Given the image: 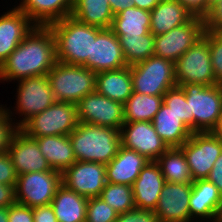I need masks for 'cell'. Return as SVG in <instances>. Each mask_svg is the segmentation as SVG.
<instances>
[{
    "instance_id": "obj_17",
    "label": "cell",
    "mask_w": 222,
    "mask_h": 222,
    "mask_svg": "<svg viewBox=\"0 0 222 222\" xmlns=\"http://www.w3.org/2000/svg\"><path fill=\"white\" fill-rule=\"evenodd\" d=\"M127 66L119 38L109 29H102L92 41V58L84 65L99 72L122 69Z\"/></svg>"
},
{
    "instance_id": "obj_24",
    "label": "cell",
    "mask_w": 222,
    "mask_h": 222,
    "mask_svg": "<svg viewBox=\"0 0 222 222\" xmlns=\"http://www.w3.org/2000/svg\"><path fill=\"white\" fill-rule=\"evenodd\" d=\"M17 6L38 26L49 24L71 16L72 0H21Z\"/></svg>"
},
{
    "instance_id": "obj_8",
    "label": "cell",
    "mask_w": 222,
    "mask_h": 222,
    "mask_svg": "<svg viewBox=\"0 0 222 222\" xmlns=\"http://www.w3.org/2000/svg\"><path fill=\"white\" fill-rule=\"evenodd\" d=\"M177 86L182 84L215 85L209 41L205 35L175 62Z\"/></svg>"
},
{
    "instance_id": "obj_29",
    "label": "cell",
    "mask_w": 222,
    "mask_h": 222,
    "mask_svg": "<svg viewBox=\"0 0 222 222\" xmlns=\"http://www.w3.org/2000/svg\"><path fill=\"white\" fill-rule=\"evenodd\" d=\"M71 16L87 25L109 29L114 14L107 0H72Z\"/></svg>"
},
{
    "instance_id": "obj_28",
    "label": "cell",
    "mask_w": 222,
    "mask_h": 222,
    "mask_svg": "<svg viewBox=\"0 0 222 222\" xmlns=\"http://www.w3.org/2000/svg\"><path fill=\"white\" fill-rule=\"evenodd\" d=\"M87 204L88 198L78 195L62 184L50 205L58 222H86Z\"/></svg>"
},
{
    "instance_id": "obj_14",
    "label": "cell",
    "mask_w": 222,
    "mask_h": 222,
    "mask_svg": "<svg viewBox=\"0 0 222 222\" xmlns=\"http://www.w3.org/2000/svg\"><path fill=\"white\" fill-rule=\"evenodd\" d=\"M62 184L86 198L99 197L106 185V165L76 161L62 173Z\"/></svg>"
},
{
    "instance_id": "obj_2",
    "label": "cell",
    "mask_w": 222,
    "mask_h": 222,
    "mask_svg": "<svg viewBox=\"0 0 222 222\" xmlns=\"http://www.w3.org/2000/svg\"><path fill=\"white\" fill-rule=\"evenodd\" d=\"M48 26L55 38L57 61L84 66L92 58V41L102 28L81 23L72 16Z\"/></svg>"
},
{
    "instance_id": "obj_43",
    "label": "cell",
    "mask_w": 222,
    "mask_h": 222,
    "mask_svg": "<svg viewBox=\"0 0 222 222\" xmlns=\"http://www.w3.org/2000/svg\"><path fill=\"white\" fill-rule=\"evenodd\" d=\"M34 222H58L52 206L44 205L33 208Z\"/></svg>"
},
{
    "instance_id": "obj_26",
    "label": "cell",
    "mask_w": 222,
    "mask_h": 222,
    "mask_svg": "<svg viewBox=\"0 0 222 222\" xmlns=\"http://www.w3.org/2000/svg\"><path fill=\"white\" fill-rule=\"evenodd\" d=\"M51 169L63 172L76 162L69 135L34 138Z\"/></svg>"
},
{
    "instance_id": "obj_36",
    "label": "cell",
    "mask_w": 222,
    "mask_h": 222,
    "mask_svg": "<svg viewBox=\"0 0 222 222\" xmlns=\"http://www.w3.org/2000/svg\"><path fill=\"white\" fill-rule=\"evenodd\" d=\"M118 214L100 197L88 198L86 222H115Z\"/></svg>"
},
{
    "instance_id": "obj_38",
    "label": "cell",
    "mask_w": 222,
    "mask_h": 222,
    "mask_svg": "<svg viewBox=\"0 0 222 222\" xmlns=\"http://www.w3.org/2000/svg\"><path fill=\"white\" fill-rule=\"evenodd\" d=\"M4 107L0 105V152L8 151L11 137L18 129L15 126V122H12V111Z\"/></svg>"
},
{
    "instance_id": "obj_3",
    "label": "cell",
    "mask_w": 222,
    "mask_h": 222,
    "mask_svg": "<svg viewBox=\"0 0 222 222\" xmlns=\"http://www.w3.org/2000/svg\"><path fill=\"white\" fill-rule=\"evenodd\" d=\"M76 161L108 164L121 146L120 130L78 122L69 134Z\"/></svg>"
},
{
    "instance_id": "obj_31",
    "label": "cell",
    "mask_w": 222,
    "mask_h": 222,
    "mask_svg": "<svg viewBox=\"0 0 222 222\" xmlns=\"http://www.w3.org/2000/svg\"><path fill=\"white\" fill-rule=\"evenodd\" d=\"M162 104L163 95H146L132 92V95L123 104L124 121L152 122Z\"/></svg>"
},
{
    "instance_id": "obj_44",
    "label": "cell",
    "mask_w": 222,
    "mask_h": 222,
    "mask_svg": "<svg viewBox=\"0 0 222 222\" xmlns=\"http://www.w3.org/2000/svg\"><path fill=\"white\" fill-rule=\"evenodd\" d=\"M16 185L0 184V207H10L16 203Z\"/></svg>"
},
{
    "instance_id": "obj_35",
    "label": "cell",
    "mask_w": 222,
    "mask_h": 222,
    "mask_svg": "<svg viewBox=\"0 0 222 222\" xmlns=\"http://www.w3.org/2000/svg\"><path fill=\"white\" fill-rule=\"evenodd\" d=\"M163 104L170 108L193 132V116H189V103L181 86L169 89L163 95Z\"/></svg>"
},
{
    "instance_id": "obj_21",
    "label": "cell",
    "mask_w": 222,
    "mask_h": 222,
    "mask_svg": "<svg viewBox=\"0 0 222 222\" xmlns=\"http://www.w3.org/2000/svg\"><path fill=\"white\" fill-rule=\"evenodd\" d=\"M165 183L161 168L156 161H149L132 184L136 208L154 210Z\"/></svg>"
},
{
    "instance_id": "obj_9",
    "label": "cell",
    "mask_w": 222,
    "mask_h": 222,
    "mask_svg": "<svg viewBox=\"0 0 222 222\" xmlns=\"http://www.w3.org/2000/svg\"><path fill=\"white\" fill-rule=\"evenodd\" d=\"M61 185V172L54 169L20 174L15 187L16 203L30 208L49 205Z\"/></svg>"
},
{
    "instance_id": "obj_34",
    "label": "cell",
    "mask_w": 222,
    "mask_h": 222,
    "mask_svg": "<svg viewBox=\"0 0 222 222\" xmlns=\"http://www.w3.org/2000/svg\"><path fill=\"white\" fill-rule=\"evenodd\" d=\"M99 197L118 213L136 208L132 186L107 182Z\"/></svg>"
},
{
    "instance_id": "obj_48",
    "label": "cell",
    "mask_w": 222,
    "mask_h": 222,
    "mask_svg": "<svg viewBox=\"0 0 222 222\" xmlns=\"http://www.w3.org/2000/svg\"><path fill=\"white\" fill-rule=\"evenodd\" d=\"M161 0H134L133 6L151 11Z\"/></svg>"
},
{
    "instance_id": "obj_22",
    "label": "cell",
    "mask_w": 222,
    "mask_h": 222,
    "mask_svg": "<svg viewBox=\"0 0 222 222\" xmlns=\"http://www.w3.org/2000/svg\"><path fill=\"white\" fill-rule=\"evenodd\" d=\"M149 161L144 155L120 146L117 155L106 164V182L132 186Z\"/></svg>"
},
{
    "instance_id": "obj_20",
    "label": "cell",
    "mask_w": 222,
    "mask_h": 222,
    "mask_svg": "<svg viewBox=\"0 0 222 222\" xmlns=\"http://www.w3.org/2000/svg\"><path fill=\"white\" fill-rule=\"evenodd\" d=\"M34 26L17 6L0 16V66Z\"/></svg>"
},
{
    "instance_id": "obj_39",
    "label": "cell",
    "mask_w": 222,
    "mask_h": 222,
    "mask_svg": "<svg viewBox=\"0 0 222 222\" xmlns=\"http://www.w3.org/2000/svg\"><path fill=\"white\" fill-rule=\"evenodd\" d=\"M18 175L8 151L0 152V184L16 185Z\"/></svg>"
},
{
    "instance_id": "obj_49",
    "label": "cell",
    "mask_w": 222,
    "mask_h": 222,
    "mask_svg": "<svg viewBox=\"0 0 222 222\" xmlns=\"http://www.w3.org/2000/svg\"><path fill=\"white\" fill-rule=\"evenodd\" d=\"M213 133L222 139V109L220 112V118L216 128L213 130Z\"/></svg>"
},
{
    "instance_id": "obj_12",
    "label": "cell",
    "mask_w": 222,
    "mask_h": 222,
    "mask_svg": "<svg viewBox=\"0 0 222 222\" xmlns=\"http://www.w3.org/2000/svg\"><path fill=\"white\" fill-rule=\"evenodd\" d=\"M203 17L194 16L189 22L177 26L165 34L155 36L154 56L175 63L204 35Z\"/></svg>"
},
{
    "instance_id": "obj_40",
    "label": "cell",
    "mask_w": 222,
    "mask_h": 222,
    "mask_svg": "<svg viewBox=\"0 0 222 222\" xmlns=\"http://www.w3.org/2000/svg\"><path fill=\"white\" fill-rule=\"evenodd\" d=\"M204 30L222 32V0L215 2L203 16Z\"/></svg>"
},
{
    "instance_id": "obj_5",
    "label": "cell",
    "mask_w": 222,
    "mask_h": 222,
    "mask_svg": "<svg viewBox=\"0 0 222 222\" xmlns=\"http://www.w3.org/2000/svg\"><path fill=\"white\" fill-rule=\"evenodd\" d=\"M189 116H193V132H213L222 109V84H182Z\"/></svg>"
},
{
    "instance_id": "obj_7",
    "label": "cell",
    "mask_w": 222,
    "mask_h": 222,
    "mask_svg": "<svg viewBox=\"0 0 222 222\" xmlns=\"http://www.w3.org/2000/svg\"><path fill=\"white\" fill-rule=\"evenodd\" d=\"M78 124L77 106L56 101L41 113L32 116L19 129L30 138L48 135H69Z\"/></svg>"
},
{
    "instance_id": "obj_15",
    "label": "cell",
    "mask_w": 222,
    "mask_h": 222,
    "mask_svg": "<svg viewBox=\"0 0 222 222\" xmlns=\"http://www.w3.org/2000/svg\"><path fill=\"white\" fill-rule=\"evenodd\" d=\"M121 146L156 161L169 147L157 134L152 122H124L120 130Z\"/></svg>"
},
{
    "instance_id": "obj_46",
    "label": "cell",
    "mask_w": 222,
    "mask_h": 222,
    "mask_svg": "<svg viewBox=\"0 0 222 222\" xmlns=\"http://www.w3.org/2000/svg\"><path fill=\"white\" fill-rule=\"evenodd\" d=\"M181 2L194 16L203 17L207 13V0H178Z\"/></svg>"
},
{
    "instance_id": "obj_6",
    "label": "cell",
    "mask_w": 222,
    "mask_h": 222,
    "mask_svg": "<svg viewBox=\"0 0 222 222\" xmlns=\"http://www.w3.org/2000/svg\"><path fill=\"white\" fill-rule=\"evenodd\" d=\"M133 92L146 95H164L177 86L175 63L157 56L131 66Z\"/></svg>"
},
{
    "instance_id": "obj_30",
    "label": "cell",
    "mask_w": 222,
    "mask_h": 222,
    "mask_svg": "<svg viewBox=\"0 0 222 222\" xmlns=\"http://www.w3.org/2000/svg\"><path fill=\"white\" fill-rule=\"evenodd\" d=\"M110 29L116 36H140L150 32V11L129 6L114 15Z\"/></svg>"
},
{
    "instance_id": "obj_42",
    "label": "cell",
    "mask_w": 222,
    "mask_h": 222,
    "mask_svg": "<svg viewBox=\"0 0 222 222\" xmlns=\"http://www.w3.org/2000/svg\"><path fill=\"white\" fill-rule=\"evenodd\" d=\"M8 222H34L33 208L15 203L8 207Z\"/></svg>"
},
{
    "instance_id": "obj_45",
    "label": "cell",
    "mask_w": 222,
    "mask_h": 222,
    "mask_svg": "<svg viewBox=\"0 0 222 222\" xmlns=\"http://www.w3.org/2000/svg\"><path fill=\"white\" fill-rule=\"evenodd\" d=\"M206 179L209 182H212L222 195V153L215 161L214 166Z\"/></svg>"
},
{
    "instance_id": "obj_32",
    "label": "cell",
    "mask_w": 222,
    "mask_h": 222,
    "mask_svg": "<svg viewBox=\"0 0 222 222\" xmlns=\"http://www.w3.org/2000/svg\"><path fill=\"white\" fill-rule=\"evenodd\" d=\"M165 182L192 183L188 162L180 147L168 148L157 160Z\"/></svg>"
},
{
    "instance_id": "obj_23",
    "label": "cell",
    "mask_w": 222,
    "mask_h": 222,
    "mask_svg": "<svg viewBox=\"0 0 222 222\" xmlns=\"http://www.w3.org/2000/svg\"><path fill=\"white\" fill-rule=\"evenodd\" d=\"M193 17L194 14L178 0H161L150 11V32L154 36L165 34Z\"/></svg>"
},
{
    "instance_id": "obj_25",
    "label": "cell",
    "mask_w": 222,
    "mask_h": 222,
    "mask_svg": "<svg viewBox=\"0 0 222 222\" xmlns=\"http://www.w3.org/2000/svg\"><path fill=\"white\" fill-rule=\"evenodd\" d=\"M95 91L124 104L133 92L131 66L97 73Z\"/></svg>"
},
{
    "instance_id": "obj_33",
    "label": "cell",
    "mask_w": 222,
    "mask_h": 222,
    "mask_svg": "<svg viewBox=\"0 0 222 222\" xmlns=\"http://www.w3.org/2000/svg\"><path fill=\"white\" fill-rule=\"evenodd\" d=\"M124 53L127 66L135 65L154 55L155 36L149 32L138 36H117Z\"/></svg>"
},
{
    "instance_id": "obj_19",
    "label": "cell",
    "mask_w": 222,
    "mask_h": 222,
    "mask_svg": "<svg viewBox=\"0 0 222 222\" xmlns=\"http://www.w3.org/2000/svg\"><path fill=\"white\" fill-rule=\"evenodd\" d=\"M8 153L12 158L17 175L52 170L41 153L37 141L27 136L19 128L11 137Z\"/></svg>"
},
{
    "instance_id": "obj_13",
    "label": "cell",
    "mask_w": 222,
    "mask_h": 222,
    "mask_svg": "<svg viewBox=\"0 0 222 222\" xmlns=\"http://www.w3.org/2000/svg\"><path fill=\"white\" fill-rule=\"evenodd\" d=\"M76 106L80 123L121 130L125 122L123 104L96 91L84 96Z\"/></svg>"
},
{
    "instance_id": "obj_1",
    "label": "cell",
    "mask_w": 222,
    "mask_h": 222,
    "mask_svg": "<svg viewBox=\"0 0 222 222\" xmlns=\"http://www.w3.org/2000/svg\"><path fill=\"white\" fill-rule=\"evenodd\" d=\"M57 63L56 43L49 26L35 25L0 66V81L47 75Z\"/></svg>"
},
{
    "instance_id": "obj_50",
    "label": "cell",
    "mask_w": 222,
    "mask_h": 222,
    "mask_svg": "<svg viewBox=\"0 0 222 222\" xmlns=\"http://www.w3.org/2000/svg\"><path fill=\"white\" fill-rule=\"evenodd\" d=\"M0 222H8V207H0Z\"/></svg>"
},
{
    "instance_id": "obj_10",
    "label": "cell",
    "mask_w": 222,
    "mask_h": 222,
    "mask_svg": "<svg viewBox=\"0 0 222 222\" xmlns=\"http://www.w3.org/2000/svg\"><path fill=\"white\" fill-rule=\"evenodd\" d=\"M180 148L186 156L193 181L206 179L222 153V139L213 132H193Z\"/></svg>"
},
{
    "instance_id": "obj_51",
    "label": "cell",
    "mask_w": 222,
    "mask_h": 222,
    "mask_svg": "<svg viewBox=\"0 0 222 222\" xmlns=\"http://www.w3.org/2000/svg\"><path fill=\"white\" fill-rule=\"evenodd\" d=\"M218 0H207V12L209 10V8Z\"/></svg>"
},
{
    "instance_id": "obj_27",
    "label": "cell",
    "mask_w": 222,
    "mask_h": 222,
    "mask_svg": "<svg viewBox=\"0 0 222 222\" xmlns=\"http://www.w3.org/2000/svg\"><path fill=\"white\" fill-rule=\"evenodd\" d=\"M157 134L169 148L181 147L192 135V131L169 107L162 104L152 121Z\"/></svg>"
},
{
    "instance_id": "obj_37",
    "label": "cell",
    "mask_w": 222,
    "mask_h": 222,
    "mask_svg": "<svg viewBox=\"0 0 222 222\" xmlns=\"http://www.w3.org/2000/svg\"><path fill=\"white\" fill-rule=\"evenodd\" d=\"M209 41L215 84H222V32L204 31Z\"/></svg>"
},
{
    "instance_id": "obj_47",
    "label": "cell",
    "mask_w": 222,
    "mask_h": 222,
    "mask_svg": "<svg viewBox=\"0 0 222 222\" xmlns=\"http://www.w3.org/2000/svg\"><path fill=\"white\" fill-rule=\"evenodd\" d=\"M109 1L111 11L114 15L125 10L129 6H133L134 0H107Z\"/></svg>"
},
{
    "instance_id": "obj_16",
    "label": "cell",
    "mask_w": 222,
    "mask_h": 222,
    "mask_svg": "<svg viewBox=\"0 0 222 222\" xmlns=\"http://www.w3.org/2000/svg\"><path fill=\"white\" fill-rule=\"evenodd\" d=\"M192 183L165 182L154 212L159 222H190Z\"/></svg>"
},
{
    "instance_id": "obj_4",
    "label": "cell",
    "mask_w": 222,
    "mask_h": 222,
    "mask_svg": "<svg viewBox=\"0 0 222 222\" xmlns=\"http://www.w3.org/2000/svg\"><path fill=\"white\" fill-rule=\"evenodd\" d=\"M47 78L56 101L77 104L95 91L96 73L84 66L57 61Z\"/></svg>"
},
{
    "instance_id": "obj_18",
    "label": "cell",
    "mask_w": 222,
    "mask_h": 222,
    "mask_svg": "<svg viewBox=\"0 0 222 222\" xmlns=\"http://www.w3.org/2000/svg\"><path fill=\"white\" fill-rule=\"evenodd\" d=\"M189 211L190 222L196 218L201 222H222V195L218 188L207 179L193 181Z\"/></svg>"
},
{
    "instance_id": "obj_41",
    "label": "cell",
    "mask_w": 222,
    "mask_h": 222,
    "mask_svg": "<svg viewBox=\"0 0 222 222\" xmlns=\"http://www.w3.org/2000/svg\"><path fill=\"white\" fill-rule=\"evenodd\" d=\"M115 222H159L154 210L134 208L119 213Z\"/></svg>"
},
{
    "instance_id": "obj_11",
    "label": "cell",
    "mask_w": 222,
    "mask_h": 222,
    "mask_svg": "<svg viewBox=\"0 0 222 222\" xmlns=\"http://www.w3.org/2000/svg\"><path fill=\"white\" fill-rule=\"evenodd\" d=\"M16 112L23 116L15 123L20 128L32 116L41 113L56 102L47 75L28 77L18 80Z\"/></svg>"
}]
</instances>
